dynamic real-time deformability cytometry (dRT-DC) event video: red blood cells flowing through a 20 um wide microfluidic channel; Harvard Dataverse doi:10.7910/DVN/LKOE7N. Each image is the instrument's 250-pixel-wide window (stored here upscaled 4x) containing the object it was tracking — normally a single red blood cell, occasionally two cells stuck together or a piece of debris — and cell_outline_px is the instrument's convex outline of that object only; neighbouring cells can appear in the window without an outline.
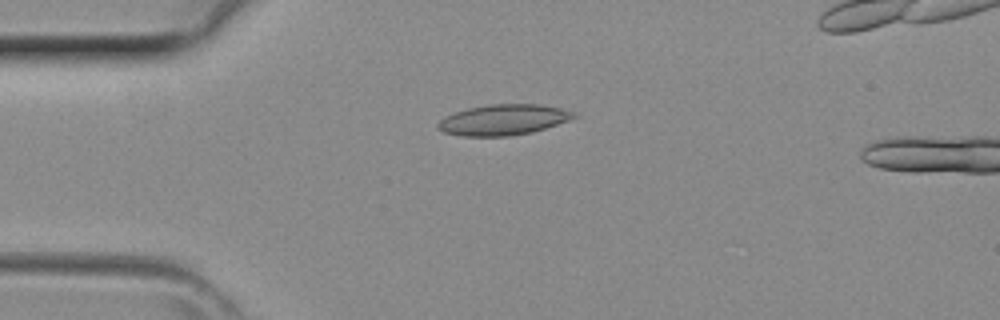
{"species": "common noctule bat (a hibernating species)", "species_latin": "Nyctalus noctula", "temperature_condition": "room temperature", "stored_images_in_passage": 12, "camera_frame_rate_fps": 3000, "um_per_image_px": 0.085, "animal": {"sex": "female", "body_mass_g": 29.2, "forearm_length_mm": 56.3}, "frame": {"image": 1, "passage_image": 10, "time_ms": 3.0, "image_size_px": [1000, 320], "cell_outline_px": [[580, 116], [532, 132], [512, 136], [464, 136], [444, 132], [436, 128], [436, 124], [440, 120], [456, 112], [468, 108], [488, 104], [540, 104], [560, 108], [576, 112]], "centroid_in_image_um": [42.8, 10.18], "position_along_channel_um": 42.2, "area_um2": 24.22}}